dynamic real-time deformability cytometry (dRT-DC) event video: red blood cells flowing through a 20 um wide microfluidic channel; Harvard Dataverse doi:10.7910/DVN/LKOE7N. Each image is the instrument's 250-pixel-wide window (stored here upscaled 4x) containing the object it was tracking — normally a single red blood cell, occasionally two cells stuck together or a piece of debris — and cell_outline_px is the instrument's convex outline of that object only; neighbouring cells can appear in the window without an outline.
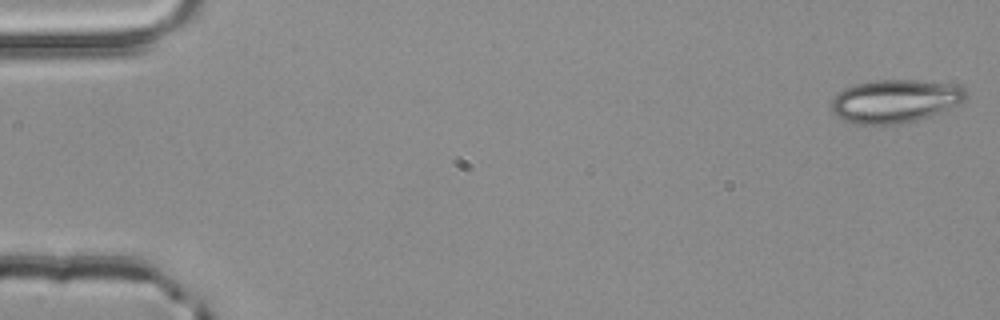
{"species": "common noctule bat (a hibernating species)", "species_latin": "Nyctalus noctula", "temperature_condition": "room temperature", "stored_images_in_passage": 52, "camera_frame_rate_fps": 3000, "um_per_image_px": 0.085, "animal": {"sex": "male", "body_mass_g": 20.4}, "frame": {"image": 1, "passage_image": 1, "time_ms": 0.0, "image_size_px": [1000, 320], "cell_outline_px": [[964, 104], [916, 120], [900, 124], [856, 124], [844, 120], [836, 116], [832, 112], [832, 100], [844, 88], [856, 84], [872, 80], [912, 80], [944, 84], [964, 88]], "centroid_in_image_um": [76.05, 8.61], "position_along_channel_um": 9.0, "area_um2": 33.47}}
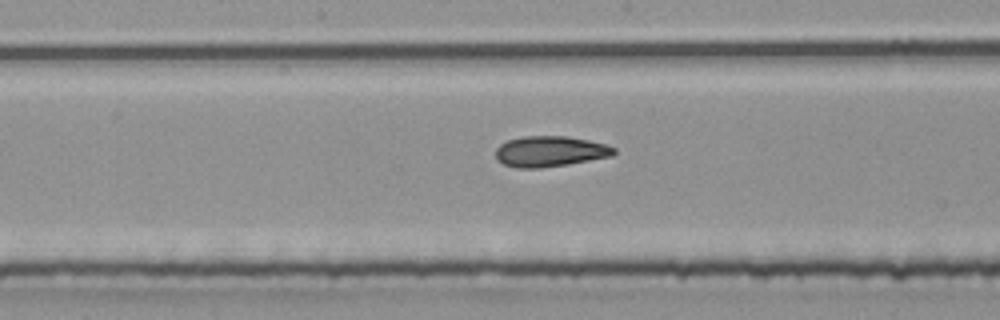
{"frame": {"image": 2, "passage_image": 27, "time_ms": 8.667, "image_size_px": [1000, 320], "cell_outline_px": [[616, 152], [612, 156], [568, 164], [540, 168], [516, 168], [504, 164], [496, 160], [496, 148], [500, 144], [508, 140], [524, 136], [568, 136], [588, 140], [604, 144], [616, 148]], "centroid_in_image_um": [46.74, 12.87], "position_along_channel_um": 201.5, "area_um2": 21.15}}
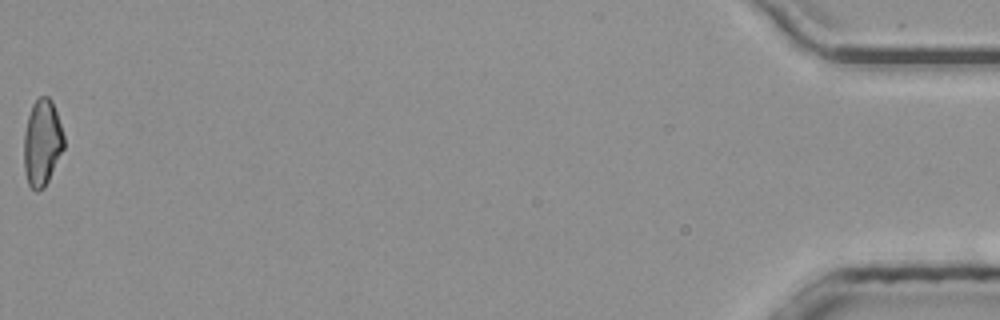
{"frame": {"image": 3, "passage_image": 52, "time_ms": 17.0, "image_size_px": [1000, 320], "cell_outline_px": [[64, 148], [44, 188], [36, 192], [28, 184], [24, 172], [24, 132], [28, 116], [32, 104], [40, 96], [48, 96], [52, 100], [64, 136]], "centroid_in_image_um": [3.57, 12.14], "position_along_channel_um": 431.6, "area_um2": 20.11}, "authors_computed_cell_mechanics": {"area_um2": 21.0681, "velocity_mm_per_s": 4.0278, "shape_relaxation_time_tau1_ms": 11.1205, "shape_relaxation_time_tau2_ms": 4.6553, "deformation_change_tau1": 0.2363, "deformation_change_tau2": 0.1259}}